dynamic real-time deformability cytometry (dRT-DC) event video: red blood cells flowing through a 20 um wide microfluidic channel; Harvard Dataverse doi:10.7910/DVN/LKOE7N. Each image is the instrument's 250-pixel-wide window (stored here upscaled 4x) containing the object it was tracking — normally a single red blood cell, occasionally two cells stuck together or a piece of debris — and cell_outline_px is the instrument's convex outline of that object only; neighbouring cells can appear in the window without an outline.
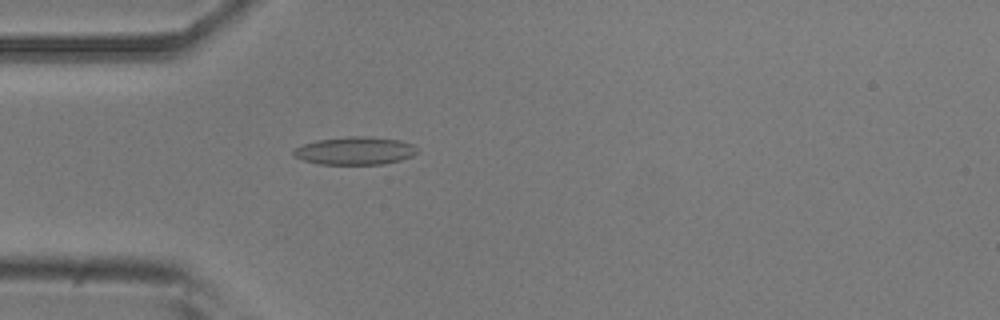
{"species": "common noctule bat (a hibernating species)", "species_latin": "Nyctalus noctula", "temperature_condition": "room temperature", "stored_images_in_passage": 43, "camera_frame_rate_fps": 3000, "um_per_image_px": 0.085, "animal": {"sex": "male", "body_mass_g": 20.5, "forearm_length_mm": 52.5}, "frame": {"image": 1, "passage_image": 6, "time_ms": 1.667, "image_size_px": [1000, 320], "cell_outline_px": [[416, 152], [412, 156], [400, 160], [384, 164], [320, 164], [304, 160], [296, 156], [292, 152], [296, 148], [304, 144], [316, 140], [348, 136], [372, 136], [400, 140], [412, 144], [416, 148]], "centroid_in_image_um": [30.19, 12.8], "position_along_channel_um": 54.8, "area_um2": 20.0}}
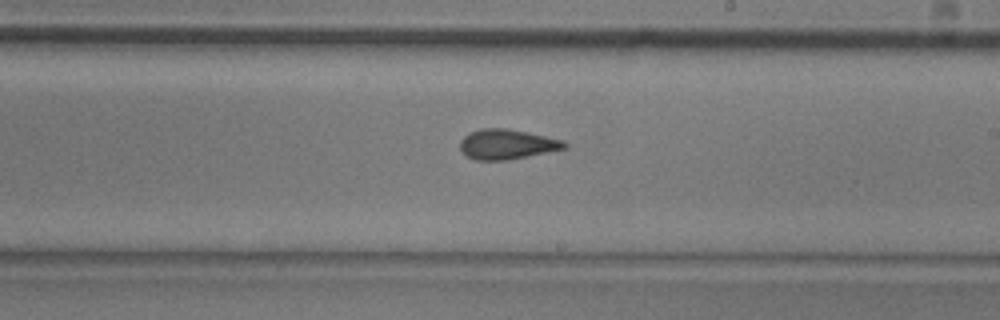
{"frame": {"image": 2, "passage_image": 21, "time_ms": 6.667, "image_size_px": [1000, 320], "cell_outline_px": [[568, 148], [508, 160], [476, 160], [468, 156], [460, 148], [460, 140], [468, 132], [480, 128], [508, 128], [528, 132], [564, 140], [568, 144]], "centroid_in_image_um": [43.11, 12.25], "position_along_channel_um": 245.9, "area_um2": 18.38}}
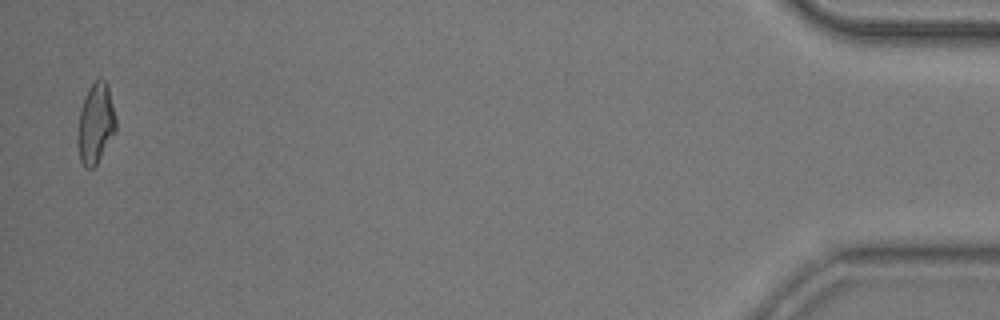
{"frame": {"image": 3, "passage_image": 42, "time_ms": 13.667, "image_size_px": [1000, 320], "cell_outline_px": [[116, 132], [96, 164], [92, 168], [84, 168], [80, 160], [76, 140], [80, 108], [92, 84], [100, 76], [108, 84], [116, 120]], "centroid_in_image_um": [8.12, 10.52], "position_along_channel_um": 427.1, "area_um2": 17.92}, "authors_computed_cell_mechanics": {"area_um2": 18.0914, "velocity_mm_per_s": 3.8939, "shape_relaxation_time_tau1_ms": null, "shape_relaxation_time_tau2_ms": 2.3233, "deformation_change_tau1": null, "deformation_change_tau2": 0.1002}}